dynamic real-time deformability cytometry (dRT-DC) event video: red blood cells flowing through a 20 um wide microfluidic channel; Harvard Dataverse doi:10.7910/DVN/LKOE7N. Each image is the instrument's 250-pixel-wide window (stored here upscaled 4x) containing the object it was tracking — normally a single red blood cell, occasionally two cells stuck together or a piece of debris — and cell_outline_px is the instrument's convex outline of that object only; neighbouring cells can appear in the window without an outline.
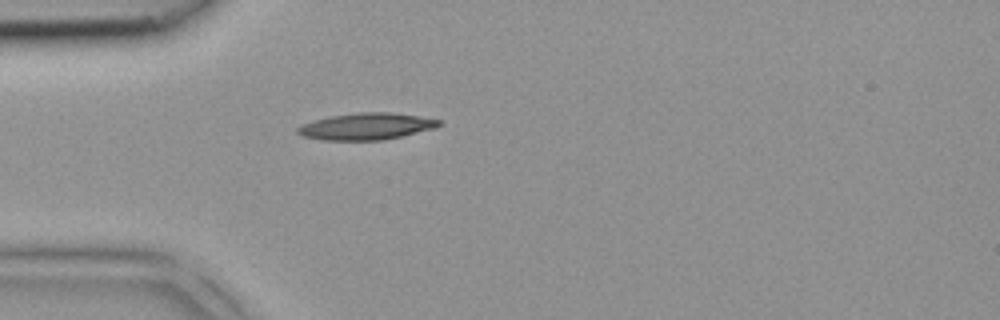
{"species": "common noctule bat (a hibernating species)", "species_latin": "Nyctalus noctula", "temperature_condition": "room temperature", "stored_images_in_passage": 1, "camera_frame_rate_fps": 3000, "um_per_image_px": 0.085, "animal": {"sex": "female", "body_mass_g": 18.4}, "frame": {"image": 1, "passage_image": 1, "time_ms": 0.0, "image_size_px": [1000, 320], "cell_outline_px": [[440, 124], [436, 128], [384, 140], [320, 140], [304, 136], [296, 132], [296, 128], [312, 120], [332, 116], [356, 112], [392, 112], [420, 116], [440, 120]], "centroid_in_image_um": [31.14, 10.74], "position_along_channel_um": 53.9, "area_um2": 22.02}}